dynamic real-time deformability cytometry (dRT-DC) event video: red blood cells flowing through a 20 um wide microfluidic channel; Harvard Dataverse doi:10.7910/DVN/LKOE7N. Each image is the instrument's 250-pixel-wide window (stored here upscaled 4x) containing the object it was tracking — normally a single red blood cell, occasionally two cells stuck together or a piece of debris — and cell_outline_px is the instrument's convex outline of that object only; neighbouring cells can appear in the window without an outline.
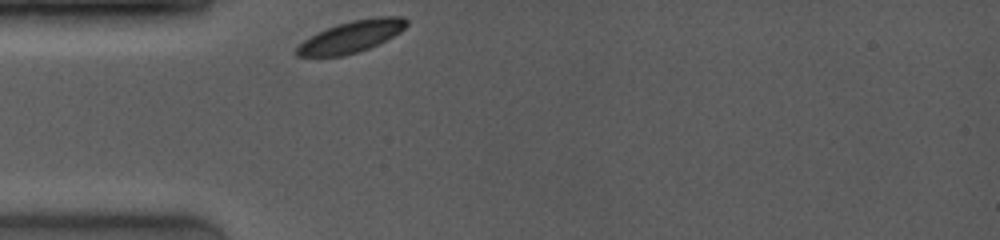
{"species": "common noctule bat (a hibernating species)", "species_latin": "Nyctalus noctula", "temperature_condition": "room temperature", "stored_images_in_passage": 5, "camera_frame_rate_fps": 4000, "um_per_image_px": 0.085, "animal": {"sex": "female", "body_mass_g": 19.0, "forearm_length_mm": 53.3}, "frame": {"image": 1, "passage_image": 1, "time_ms": 0.0, "image_size_px": [1000, 240], "cell_outline_px": [[408, 24], [400, 32], [368, 48], [344, 56], [296, 56], [296, 48], [304, 40], [336, 24], [352, 20], [376, 16], [404, 16], [408, 20]], "centroid_in_image_um": [29.9, 3.09], "position_along_channel_um": 55.1, "area_um2": 19.94}}